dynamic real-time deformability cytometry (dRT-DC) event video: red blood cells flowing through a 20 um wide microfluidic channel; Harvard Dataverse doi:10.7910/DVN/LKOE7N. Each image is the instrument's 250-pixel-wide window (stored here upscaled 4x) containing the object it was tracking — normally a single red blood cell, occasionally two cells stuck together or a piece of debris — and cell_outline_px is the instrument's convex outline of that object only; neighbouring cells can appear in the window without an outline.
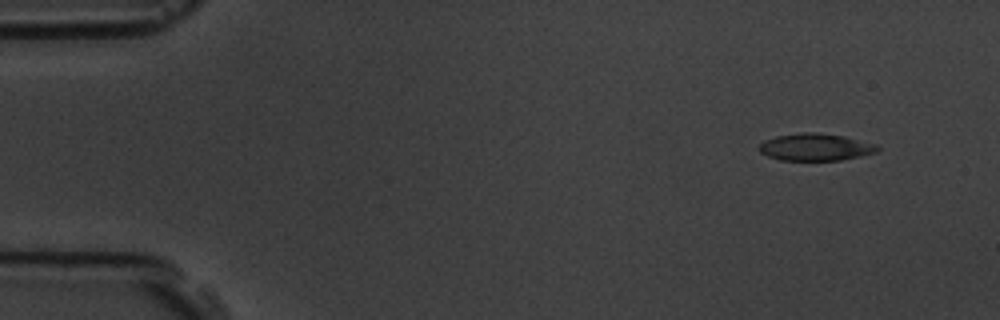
{"species": "common noctule bat (a hibernating species)", "species_latin": "Nyctalus noctula", "temperature_condition": "room temperature", "stored_images_in_passage": 3, "camera_frame_rate_fps": 3000, "um_per_image_px": 0.085, "animal": {"sex": "male", "body_mass_g": 19.5, "forearm_length_mm": 54.6}, "frame": {"image": 1, "passage_image": 3, "time_ms": 2.0, "image_size_px": [1000, 320], "cell_outline_px": [[880, 148], [876, 152], [860, 156], [840, 160], [780, 160], [768, 156], [760, 152], [760, 144], [764, 140], [776, 136], [800, 132], [816, 132], [844, 136], [880, 144]], "centroid_in_image_um": [69.36, 12.49], "position_along_channel_um": 15.6, "area_um2": 18.84}}